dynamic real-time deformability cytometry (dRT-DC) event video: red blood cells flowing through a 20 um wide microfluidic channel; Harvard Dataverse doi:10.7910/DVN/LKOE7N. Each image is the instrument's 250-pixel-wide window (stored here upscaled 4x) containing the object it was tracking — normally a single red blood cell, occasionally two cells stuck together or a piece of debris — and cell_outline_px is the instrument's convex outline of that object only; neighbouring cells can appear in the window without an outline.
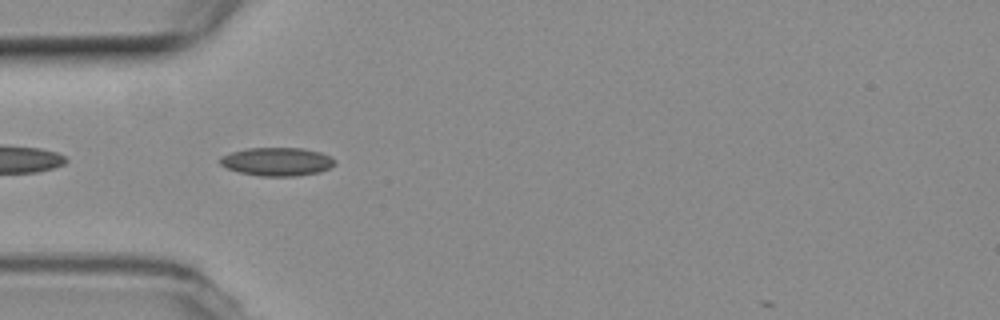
{"species": "common noctule bat (a hibernating species)", "species_latin": "Nyctalus noctula", "temperature_condition": "room temperature", "stored_images_in_passage": 36, "camera_frame_rate_fps": 3000, "um_per_image_px": 0.085, "animal": {"sex": "female", "body_mass_g": 19.3, "forearm_length_mm": 54.1}, "frame": {"image": 1, "passage_image": 2, "time_ms": 0.333, "image_size_px": [1000, 320], "cell_outline_px": [[336, 164], [320, 172], [296, 176], [260, 176], [240, 172], [228, 168], [220, 164], [220, 156], [232, 152], [248, 148], [304, 148], [320, 152], [336, 160]], "centroid_in_image_um": [23.56, 13.74], "position_along_channel_um": 61.4, "area_um2": 18.9}}
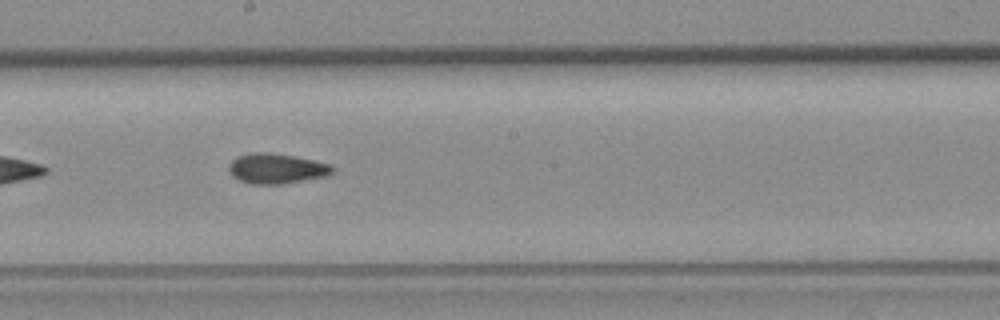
{"frame": {"image": 2, "passage_image": 15, "time_ms": 4.667, "image_size_px": [1000, 320], "cell_outline_px": [[336, 168], [332, 172], [324, 176], [284, 184], [252, 184], [240, 180], [232, 176], [228, 168], [232, 160], [236, 156], [248, 152], [272, 152], [312, 160], [328, 164]], "centroid_in_image_um": [23.45, 14.32], "position_along_channel_um": 224.7, "area_um2": 18.15}}
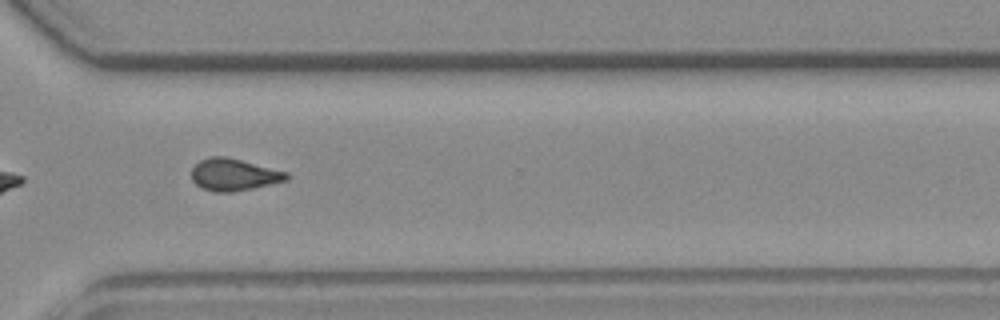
{"frame": {"image": 3, "passage_image": 25, "time_ms": 8.0, "image_size_px": [1000, 320], "cell_outline_px": [[288, 180], [252, 188], [232, 192], [216, 192], [204, 188], [196, 184], [192, 180], [192, 168], [200, 160], [212, 156], [228, 156], [288, 172]], "centroid_in_image_um": [19.88, 14.83], "position_along_channel_um": 350.7, "area_um2": 17.69}, "authors_computed_cell_mechanics": {"area_um2": 17.5134, "velocity_mm_per_s": 3.7867, "shape_relaxation_time_tau1_ms": null, "shape_relaxation_time_tau2_ms": 2.816, "deformation_change_tau1": null, "deformation_change_tau2": 0.0858}}